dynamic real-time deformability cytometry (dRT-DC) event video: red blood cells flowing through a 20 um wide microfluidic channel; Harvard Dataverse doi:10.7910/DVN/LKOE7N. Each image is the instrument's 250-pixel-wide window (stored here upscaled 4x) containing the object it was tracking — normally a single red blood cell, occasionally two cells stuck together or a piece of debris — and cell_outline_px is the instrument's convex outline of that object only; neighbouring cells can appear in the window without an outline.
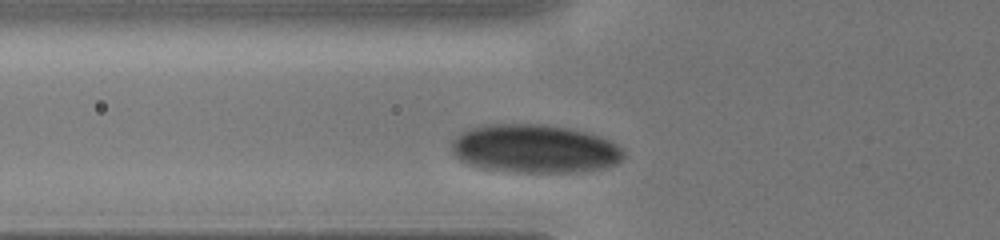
{"species": "human", "species_latin": "Homo sapiens", "temperature_condition": "cold", "stored_images_in_passage": 26, "camera_frame_rate_fps": 3000, "um_per_image_px": 0.085, "donor": {"sex": "male"}, "frame": {"image": 1, "passage_image": 3, "time_ms": 0.333, "image_size_px": [1000, 240], "cell_outline_px": [[624, 160], [616, 164], [604, 168], [576, 172], [500, 172], [480, 168], [468, 164], [460, 160], [452, 152], [452, 140], [460, 132], [468, 128], [480, 124], [540, 124], [572, 128], [588, 132], [600, 136], [616, 144], [624, 152]], "centroid_in_image_um": [45.42, 12.64], "position_along_channel_um": 80.4, "area_um2": 49.36}}
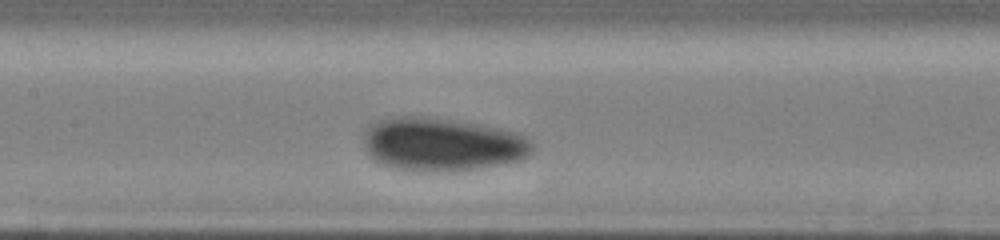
{"frame": {"image": 2, "passage_image": 15, "time_ms": 2.333, "image_size_px": [1000, 240], "cell_outline_px": [[536, 144], [532, 152], [524, 160], [476, 168], [448, 172], [428, 172], [392, 168], [380, 164], [368, 152], [364, 144], [364, 132], [376, 120], [392, 116], [420, 116], [476, 124], [500, 128], [516, 132], [532, 140]], "centroid_in_image_um": [37.6, 12.28], "position_along_channel_um": 169.8, "area_um2": 52.71}}
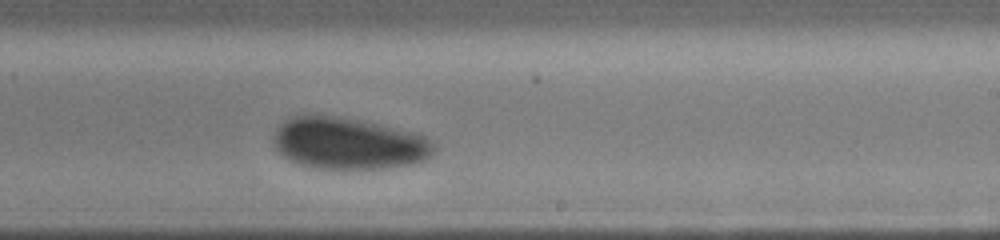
{"frame": {"image": 3, "passage_image": 25, "time_ms": 4.333, "image_size_px": [1000, 240], "cell_outline_px": [[436, 152], [432, 156], [424, 160], [412, 164], [384, 168], [316, 168], [296, 164], [288, 160], [276, 148], [272, 140], [272, 136], [276, 128], [288, 116], [308, 112], [340, 116], [380, 124], [412, 132], [424, 136], [432, 140], [436, 144]], "centroid_in_image_um": [29.58, 12.15], "position_along_channel_um": 259.4, "area_um2": 49.42}}